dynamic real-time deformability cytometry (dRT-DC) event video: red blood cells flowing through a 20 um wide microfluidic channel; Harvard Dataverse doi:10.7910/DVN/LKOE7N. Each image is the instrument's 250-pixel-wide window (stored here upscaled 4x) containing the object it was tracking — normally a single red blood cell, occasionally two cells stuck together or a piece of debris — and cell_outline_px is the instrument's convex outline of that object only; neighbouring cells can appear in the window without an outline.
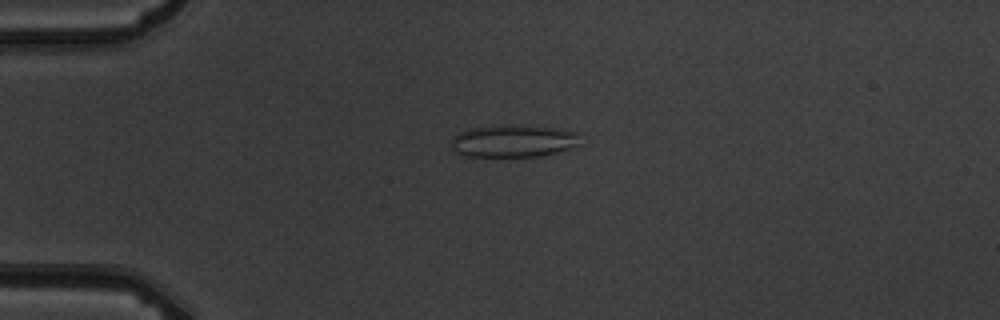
{"species": "common noctule bat (a hibernating species)", "species_latin": "Nyctalus noctula", "temperature_condition": "warm", "stored_images_in_passage": 4, "camera_frame_rate_fps": 3000, "um_per_image_px": 0.085, "animal": {"sex": "male", "body_mass_g": 19.5, "forearm_length_mm": 54.6}, "frame": {"image": 1, "passage_image": 4, "time_ms": 3.333, "image_size_px": [1000, 320], "cell_outline_px": [[580, 144], [576, 148], [540, 156], [468, 156], [456, 152], [452, 148], [452, 136], [468, 128], [508, 124], [524, 124], [556, 128], [576, 132]], "centroid_in_image_um": [43.66, 11.97], "position_along_channel_um": 41.3, "area_um2": 24.68}}